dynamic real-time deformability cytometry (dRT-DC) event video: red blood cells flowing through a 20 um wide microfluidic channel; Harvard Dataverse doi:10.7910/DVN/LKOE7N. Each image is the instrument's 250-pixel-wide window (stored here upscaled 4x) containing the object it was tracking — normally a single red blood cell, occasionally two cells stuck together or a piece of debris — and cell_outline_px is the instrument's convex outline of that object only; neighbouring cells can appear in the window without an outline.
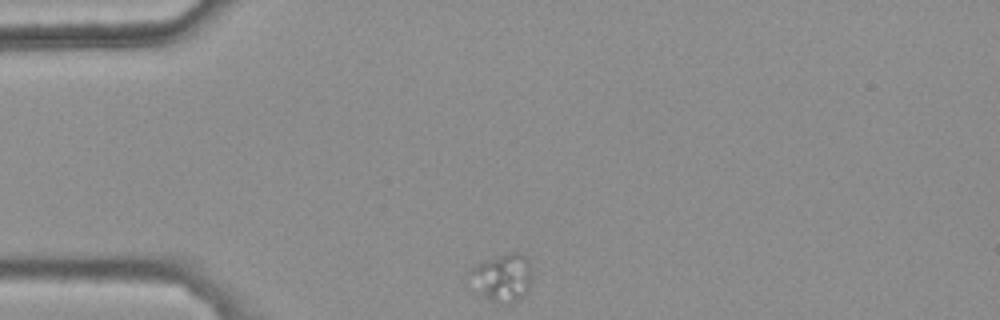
{"species": "common noctule bat (a hibernating species)", "species_latin": "Nyctalus noctula", "temperature_condition": "warm", "stored_images_in_passage": 3, "segment_of_instrument_passage": [1, 2], "camera_frame_rate_fps": 3000, "um_per_image_px": 0.085, "animal": {"sex": "female", "body_mass_g": 25.1}, "frame": {"image": 1, "passage_image": 1, "time_ms": 0.0, "image_size_px": [1000, 320], "cell_outline_px": [[528, 292], [516, 304], [492, 300], [484, 296], [464, 280], [464, 276], [472, 268], [488, 260], [508, 252], [520, 252], [528, 260]], "centroid_in_image_um": [42.61, 23.61], "position_along_channel_um": 42.4, "area_um2": 17.17}}